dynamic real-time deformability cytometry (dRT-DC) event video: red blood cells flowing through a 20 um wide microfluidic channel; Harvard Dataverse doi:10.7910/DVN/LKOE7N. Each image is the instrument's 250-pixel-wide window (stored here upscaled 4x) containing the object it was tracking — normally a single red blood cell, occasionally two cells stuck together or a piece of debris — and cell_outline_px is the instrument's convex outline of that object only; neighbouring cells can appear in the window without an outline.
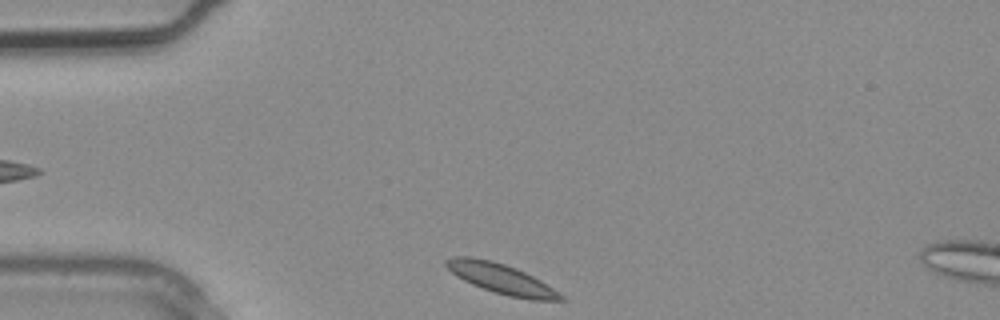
{"species": "common noctule bat (a hibernating species)", "species_latin": "Nyctalus noctula", "temperature_condition": "warm", "stored_images_in_passage": 3, "camera_frame_rate_fps": 3000, "um_per_image_px": 0.085, "animal": {"sex": "male", "body_mass_g": 20.4}, "frame": {"image": 1, "passage_image": 2, "time_ms": 0.333, "image_size_px": [1000, 320], "cell_outline_px": [[568, 300], [532, 300], [508, 296], [472, 284], [456, 276], [444, 264], [444, 260], [452, 256], [472, 256], [492, 260], [516, 268], [540, 280], [564, 296]], "centroid_in_image_um": [42.58, 23.67], "position_along_channel_um": 42.4, "area_um2": 19.88}}